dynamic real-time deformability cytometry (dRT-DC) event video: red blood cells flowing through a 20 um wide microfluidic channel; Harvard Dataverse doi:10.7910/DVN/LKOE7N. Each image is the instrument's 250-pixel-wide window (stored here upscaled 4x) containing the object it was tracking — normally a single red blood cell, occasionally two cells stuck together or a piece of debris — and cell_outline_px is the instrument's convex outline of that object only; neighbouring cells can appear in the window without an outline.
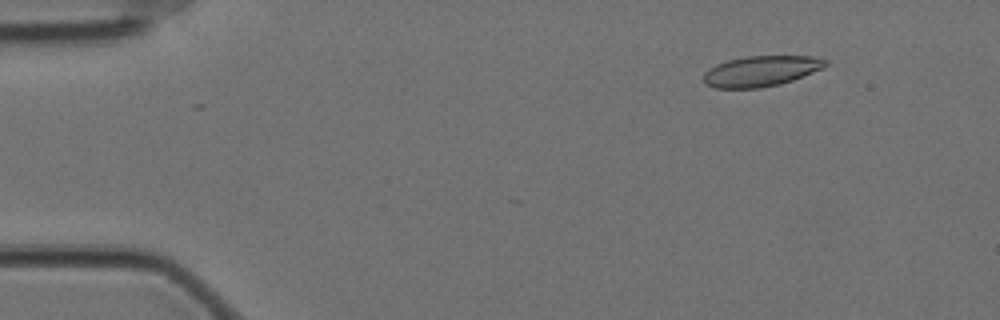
{"species": "Egyptian fruit bat (a non-hibernating species)", "species_latin": "Rousettus aegyptiacus", "temperature_condition": "cold", "stored_images_in_passage": 28, "camera_frame_rate_fps": 3000, "um_per_image_px": 0.085, "animal": {"sex": "female"}, "frame": {"image": 1, "passage_image": 7, "time_ms": 2.0, "image_size_px": [1000, 320], "cell_outline_px": [[828, 64], [824, 68], [792, 80], [780, 84], [760, 88], [716, 88], [704, 84], [704, 72], [708, 68], [716, 64], [728, 60], [744, 56], [812, 56], [828, 60]], "centroid_in_image_um": [64.68, 6.04], "position_along_channel_um": 20.3, "area_um2": 21.85}}
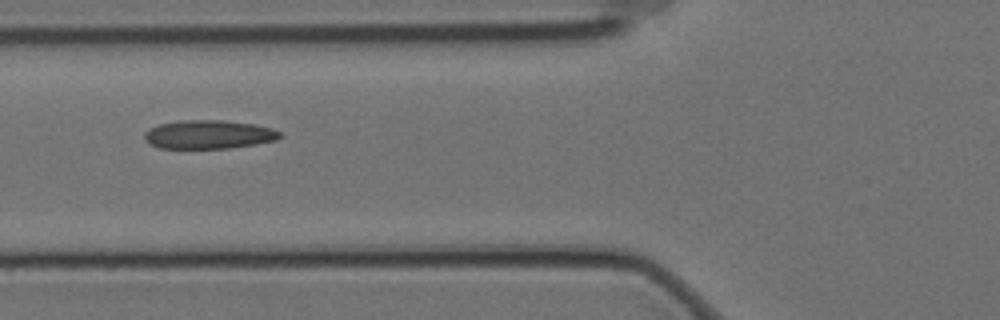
{"frame": {"image": 2, "passage_image": 22, "time_ms": 7.0, "image_size_px": [1000, 320], "cell_outline_px": [[284, 136], [276, 140], [256, 144], [228, 148], [160, 148], [148, 144], [144, 140], [144, 132], [148, 128], [160, 124], [180, 120], [224, 120], [256, 124], [272, 128], [280, 132]], "centroid_in_image_um": [17.73, 11.43], "position_along_channel_um": 108.1, "area_um2": 22.89}}
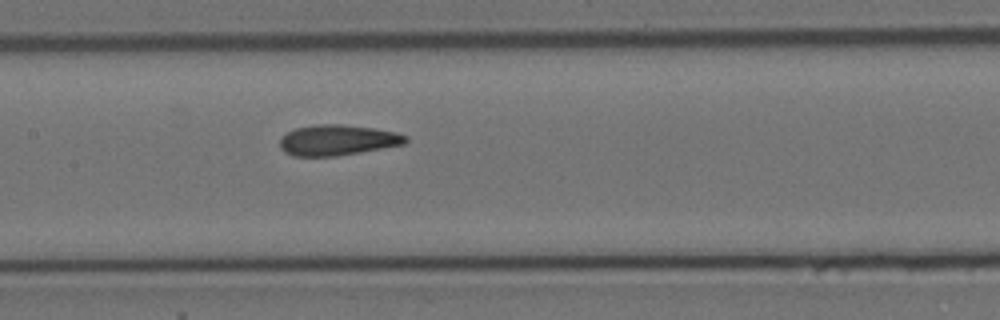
{"frame": {"image": 3, "passage_image": 28, "time_ms": 9.0, "image_size_px": [1000, 320], "cell_outline_px": [[408, 140], [404, 144], [360, 152], [336, 156], [292, 156], [284, 152], [280, 148], [280, 140], [288, 132], [296, 128], [316, 124], [340, 124], [372, 128], [396, 132], [408, 136]], "centroid_in_image_um": [28.68, 11.91], "position_along_channel_um": 178.7, "area_um2": 22.31}}